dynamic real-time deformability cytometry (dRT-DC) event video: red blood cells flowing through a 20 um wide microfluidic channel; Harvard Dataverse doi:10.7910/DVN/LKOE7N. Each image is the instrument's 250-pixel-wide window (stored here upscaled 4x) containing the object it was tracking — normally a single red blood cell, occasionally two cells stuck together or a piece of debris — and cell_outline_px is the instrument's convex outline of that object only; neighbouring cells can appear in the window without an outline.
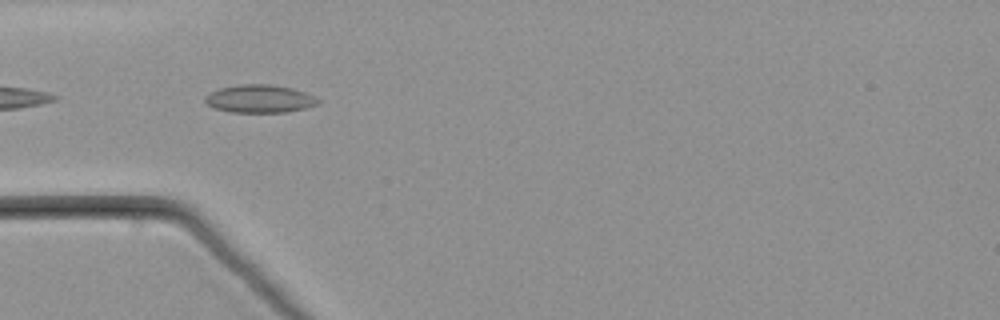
{"species": "common noctule bat (a hibernating species)", "species_latin": "Nyctalus noctula", "temperature_condition": "warm", "stored_images_in_passage": 39, "camera_frame_rate_fps": 3000, "um_per_image_px": 0.085, "animal": {"sex": "male", "body_mass_g": 21.5, "forearm_length_mm": 52.0}, "frame": {"image": 1, "passage_image": 2, "time_ms": 0.333, "image_size_px": [1000, 320], "cell_outline_px": [[320, 100], [316, 104], [304, 108], [288, 112], [232, 112], [212, 108], [204, 100], [204, 96], [220, 88], [240, 84], [272, 84], [292, 88], [304, 92]], "centroid_in_image_um": [22.03, 8.39], "position_along_channel_um": 63.0, "area_um2": 18.26}}
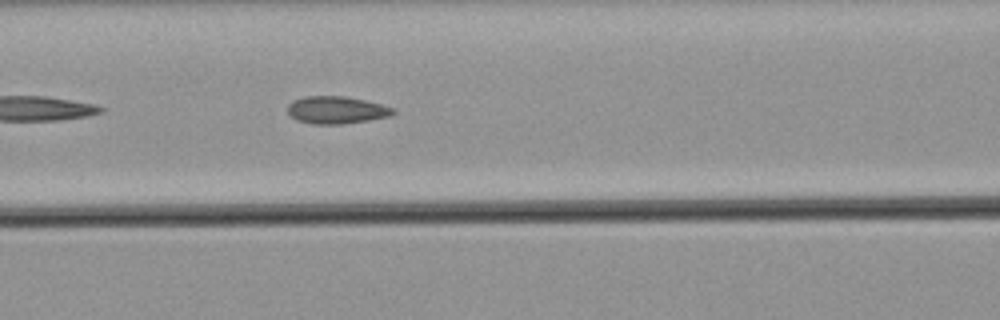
{"frame": {"image": 2, "passage_image": 8, "time_ms": 2.333, "image_size_px": [1000, 320], "cell_outline_px": [[396, 112], [388, 116], [368, 120], [340, 124], [312, 124], [296, 120], [288, 112], [288, 104], [292, 100], [304, 96], [344, 96], [364, 100], [380, 104], [392, 108]], "centroid_in_image_um": [28.54, 9.34], "position_along_channel_um": 138.1, "area_um2": 16.7}}
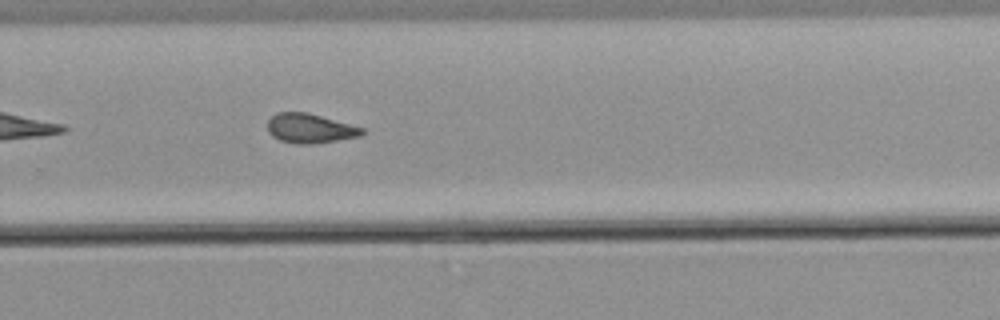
{"frame": {"image": 3, "passage_image": 21, "time_ms": 6.667, "image_size_px": [1000, 320], "cell_outline_px": [[364, 132], [360, 136], [312, 144], [296, 144], [280, 140], [272, 136], [268, 132], [268, 120], [276, 112], [308, 112], [364, 128]], "centroid_in_image_um": [26.32, 10.91], "position_along_channel_um": 303.5, "area_um2": 16.18}}